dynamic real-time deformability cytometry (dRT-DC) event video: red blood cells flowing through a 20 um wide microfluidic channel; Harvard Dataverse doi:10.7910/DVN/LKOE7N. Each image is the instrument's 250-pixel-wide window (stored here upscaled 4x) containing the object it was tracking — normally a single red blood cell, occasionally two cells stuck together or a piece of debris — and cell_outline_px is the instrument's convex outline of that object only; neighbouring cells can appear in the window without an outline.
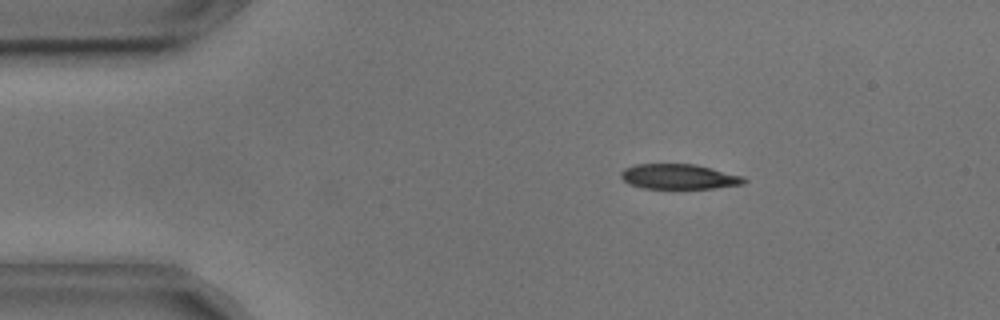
{"species": "common noctule bat (a hibernating species)", "species_latin": "Nyctalus noctula", "temperature_condition": "cold", "stored_images_in_passage": 47, "camera_frame_rate_fps": 3000, "um_per_image_px": 0.085, "animal": {"sex": "male", "body_mass_g": 17.9, "forearm_length_mm": 54.2}, "frame": {"image": 1, "passage_image": 2, "time_ms": 0.333, "image_size_px": [1000, 320], "cell_outline_px": [[748, 180], [744, 184], [712, 188], [644, 188], [628, 184], [620, 176], [620, 172], [624, 168], [632, 164], [696, 164], [744, 176]], "centroid_in_image_um": [57.7, 15.0], "position_along_channel_um": 27.3, "area_um2": 18.09}}
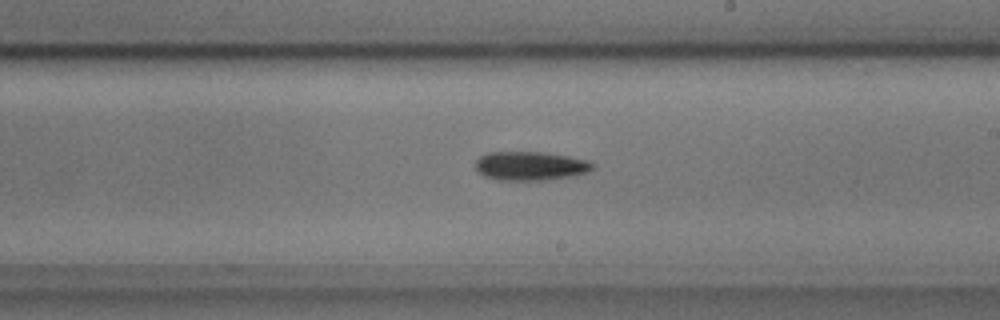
{"frame": {"image": 2, "passage_image": 24, "time_ms": 7.667, "image_size_px": [1000, 320], "cell_outline_px": [[596, 168], [588, 172], [576, 176], [544, 180], [496, 180], [484, 176], [476, 168], [476, 160], [480, 156], [488, 152], [540, 152], [568, 156], [588, 160], [596, 164]], "centroid_in_image_um": [45.14, 14.11], "position_along_channel_um": 243.9, "area_um2": 19.94}}
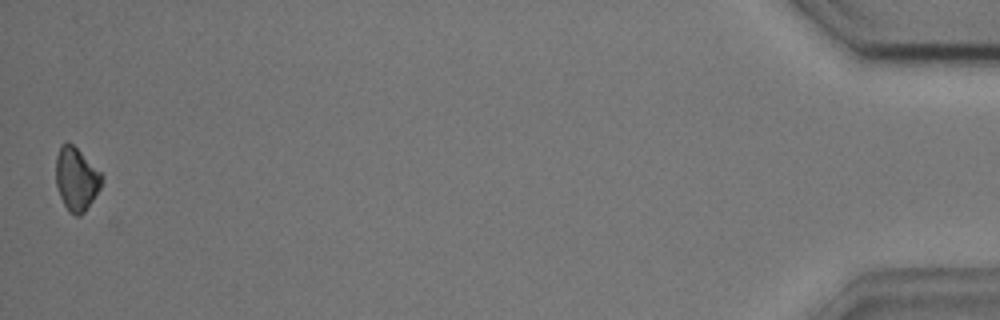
{"frame": {"image": 3, "passage_image": 47, "time_ms": 15.333, "image_size_px": [1000, 320], "cell_outline_px": [[104, 176], [100, 188], [84, 212], [80, 216], [76, 216], [68, 212], [60, 196], [56, 184], [56, 156], [60, 144], [68, 140]], "centroid_in_image_um": [6.47, 15.21], "position_along_channel_um": 428.7, "area_um2": 16.82}, "authors_computed_cell_mechanics": {"area_um2": 18.8428, "velocity_mm_per_s": 3.6483, "shape_relaxation_time_tau1_ms": 3.9126, "shape_relaxation_time_tau2_ms": null, "deformation_change_tau1": 0.1124, "deformation_change_tau2": null}}